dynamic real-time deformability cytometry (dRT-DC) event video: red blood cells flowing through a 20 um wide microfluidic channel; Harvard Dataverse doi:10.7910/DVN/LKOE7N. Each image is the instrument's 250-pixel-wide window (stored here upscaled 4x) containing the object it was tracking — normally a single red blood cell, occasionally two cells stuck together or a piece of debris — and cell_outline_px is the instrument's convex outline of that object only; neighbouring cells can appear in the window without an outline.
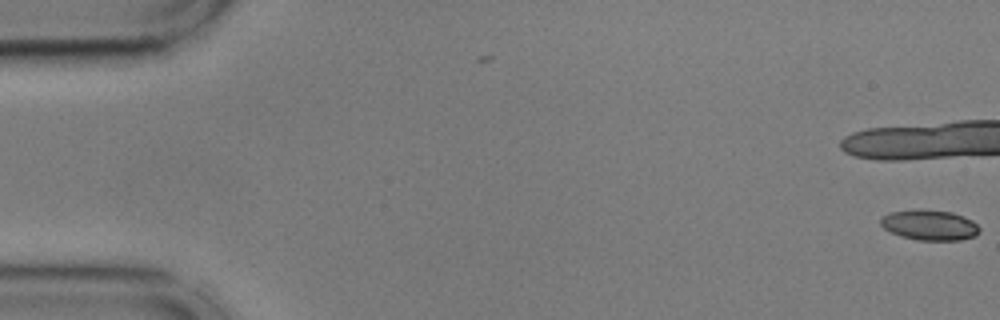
{"species": "common noctule bat (a hibernating species)", "species_latin": "Nyctalus noctula", "temperature_condition": "cold", "stored_images_in_passage": 9, "camera_frame_rate_fps": 3000, "um_per_image_px": 0.085, "animal": {"sex": "male", "body_mass_g": 17.9, "forearm_length_mm": 54.2}, "frame": {"image": 1, "passage_image": 1, "time_ms": 0.0, "image_size_px": [1000, 320], "cell_outline_px": [[980, 232], [976, 236], [960, 240], [920, 240], [900, 236], [884, 228], [880, 224], [880, 216], [888, 212], [920, 208], [952, 212], [964, 216], [972, 220], [980, 228]], "centroid_in_image_um": [79.0, 19.11], "position_along_channel_um": 6.0, "area_um2": 17.8}}